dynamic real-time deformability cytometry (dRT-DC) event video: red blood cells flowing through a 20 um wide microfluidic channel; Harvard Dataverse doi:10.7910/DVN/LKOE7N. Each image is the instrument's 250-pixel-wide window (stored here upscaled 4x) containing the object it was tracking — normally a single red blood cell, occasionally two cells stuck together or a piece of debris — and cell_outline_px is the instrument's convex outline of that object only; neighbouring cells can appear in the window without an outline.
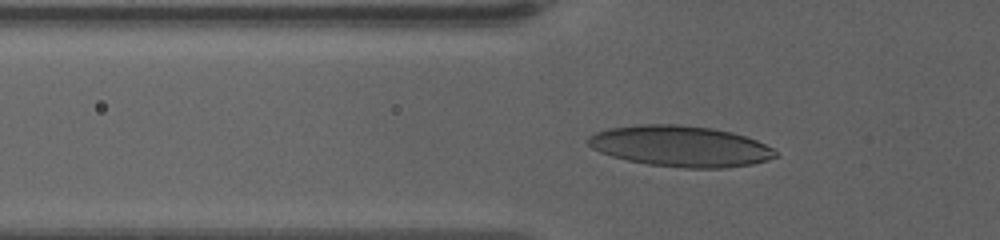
{"species": "human", "species_latin": "Homo sapiens", "temperature_condition": "warm", "stored_images_in_passage": 53, "camera_frame_rate_fps": 3000, "um_per_image_px": 0.085, "donor": {"sex": "female"}, "frame": {"image": 1, "passage_image": 14, "time_ms": 4.333, "image_size_px": [1000, 240], "cell_outline_px": [[780, 156], [768, 160], [752, 164], [724, 168], [684, 168], [648, 164], [628, 160], [612, 156], [600, 152], [592, 148], [588, 144], [588, 136], [596, 132], [608, 128], [640, 124], [676, 124], [712, 128], [732, 132], [756, 140], [780, 152]], "centroid_in_image_um": [57.86, 12.43], "position_along_channel_um": 67.9, "area_um2": 44.8}}
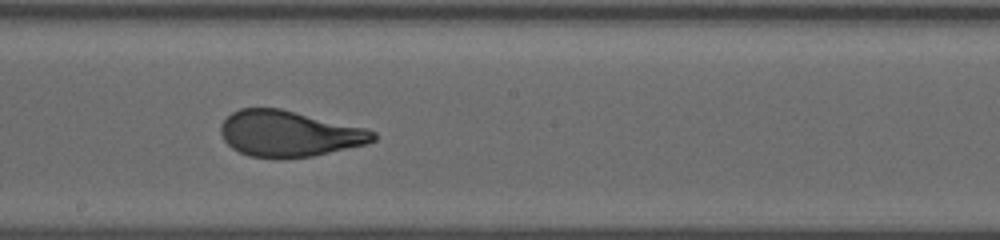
{"frame": {"image": 2, "passage_image": 28, "time_ms": 9.0, "image_size_px": [1000, 240], "cell_outline_px": [[376, 140], [368, 144], [312, 156], [284, 160], [276, 160], [248, 156], [232, 148], [224, 140], [220, 132], [220, 124], [232, 112], [240, 108], [280, 108], [364, 128], [376, 132]], "centroid_in_image_um": [24.55, 11.39], "position_along_channel_um": 223.7, "area_um2": 41.21}}
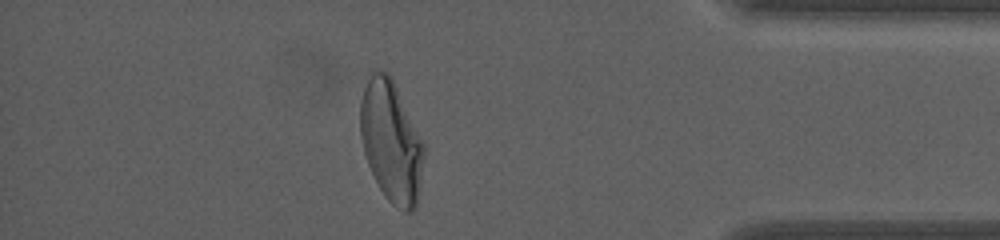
{"frame": {"image": 3, "passage_image": 46, "time_ms": 15.0, "image_size_px": [1000, 240], "cell_outline_px": [[424, 156], [416, 208], [412, 212], [404, 212], [396, 208], [384, 196], [368, 164], [364, 152], [360, 136], [360, 100], [364, 88], [372, 72], [376, 68], [388, 72], [392, 76], [424, 140]], "centroid_in_image_um": [33.26, 11.99], "position_along_channel_um": 401.9, "area_um2": 45.49}}